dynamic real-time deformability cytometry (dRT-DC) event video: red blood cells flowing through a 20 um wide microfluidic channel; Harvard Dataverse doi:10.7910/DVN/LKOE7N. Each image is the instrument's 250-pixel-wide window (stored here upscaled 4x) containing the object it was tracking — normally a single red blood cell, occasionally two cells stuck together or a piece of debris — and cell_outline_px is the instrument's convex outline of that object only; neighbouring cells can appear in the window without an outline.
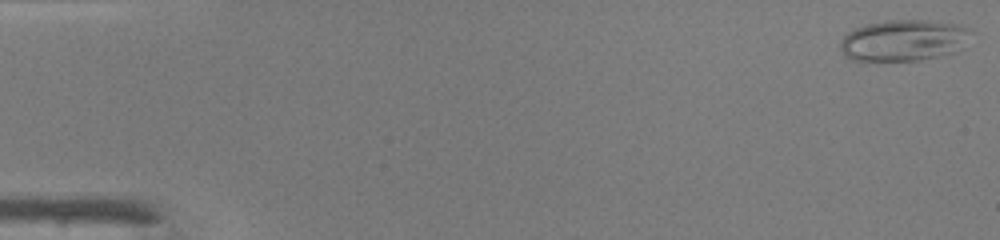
{"species": "common noctule bat (a hibernating species)", "species_latin": "Nyctalus noctula", "temperature_condition": "warm", "stored_images_in_passage": 47, "camera_frame_rate_fps": 3000, "um_per_image_px": 0.085, "animal": {"sex": "male", "body_mass_g": 19.0, "forearm_length_mm": 50.8}, "frame": {"image": 1, "passage_image": 1, "time_ms": 0.0, "image_size_px": [1000, 240], "cell_outline_px": [[972, 32], [956, 52], [920, 60], [852, 60], [844, 56], [840, 48], [840, 40], [848, 32], [856, 28], [868, 24], [888, 20], [928, 20], [964, 24], [972, 28]], "centroid_in_image_um": [76.83, 3.41], "position_along_channel_um": 8.2, "area_um2": 31.5}}
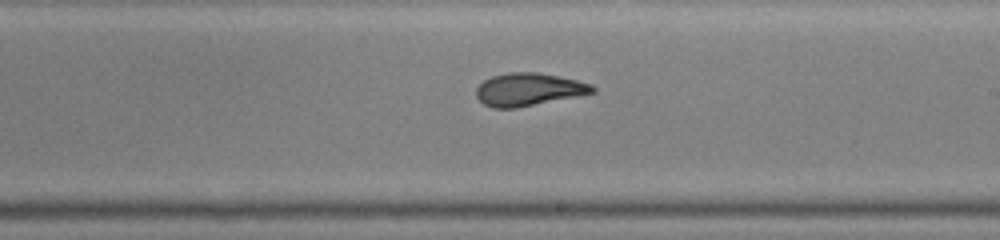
{"frame": {"image": 2, "passage_image": 28, "time_ms": 9.0, "image_size_px": [1000, 240], "cell_outline_px": [[596, 92], [516, 108], [492, 108], [484, 104], [476, 96], [476, 88], [484, 80], [492, 76], [512, 72], [540, 72], [560, 76], [592, 84], [596, 88]], "centroid_in_image_um": [44.93, 7.6], "position_along_channel_um": 244.1, "area_um2": 22.14}}
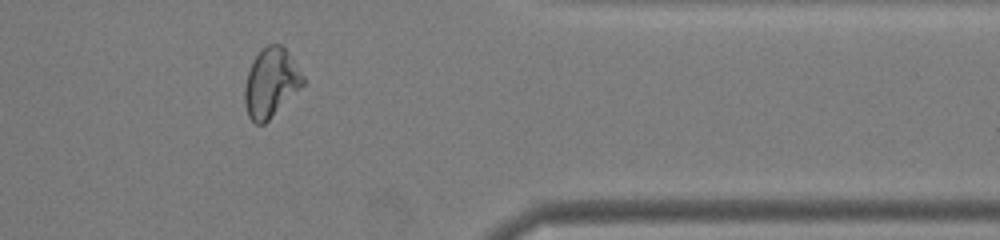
{"frame": {"image": 3, "passage_image": 39, "time_ms": 12.667, "image_size_px": [1000, 240], "cell_outline_px": [[304, 84], [264, 124], [256, 124], [248, 116], [244, 100], [244, 88], [248, 72], [252, 60], [268, 44], [280, 44], [288, 52], [304, 76]], "centroid_in_image_um": [23.01, 7.03], "position_along_channel_um": 388.4, "area_um2": 23.06}, "authors_computed_cell_mechanics": {"area_um2": 23.9292, "velocity_mm_per_s": 4.3099, "shape_relaxation_time_tau1_ms": 8.48, "shape_relaxation_time_tau2_ms": 2.1558, "deformation_change_tau1": 0.2512, "deformation_change_tau2": 0.0954}}